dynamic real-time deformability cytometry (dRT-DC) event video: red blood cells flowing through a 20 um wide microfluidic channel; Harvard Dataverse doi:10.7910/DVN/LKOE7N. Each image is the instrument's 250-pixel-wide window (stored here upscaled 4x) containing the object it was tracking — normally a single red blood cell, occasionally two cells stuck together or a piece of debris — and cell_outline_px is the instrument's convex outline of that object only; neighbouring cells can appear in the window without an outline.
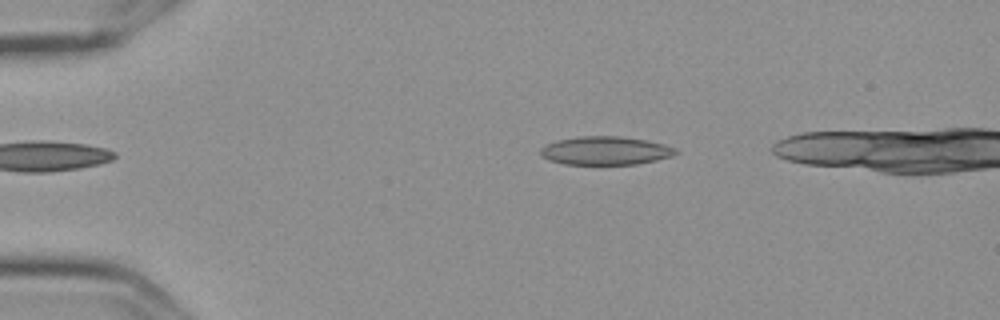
{"species": "Egyptian fruit bat (a non-hibernating species)", "species_latin": "Rousettus aegyptiacus", "temperature_condition": "cold", "stored_images_in_passage": 3, "camera_frame_rate_fps": 3000, "um_per_image_px": 0.085, "frame": {"image": 1, "passage_image": 1, "time_ms": 0.0, "image_size_px": [1000, 320], "cell_outline_px": [[680, 152], [672, 156], [656, 160], [636, 164], [596, 168], [564, 164], [548, 160], [540, 156], [540, 148], [544, 144], [556, 140], [580, 136], [620, 136], [648, 140], [664, 144], [676, 148]], "centroid_in_image_um": [51.42, 12.85], "position_along_channel_um": 33.6, "area_um2": 23.7}}